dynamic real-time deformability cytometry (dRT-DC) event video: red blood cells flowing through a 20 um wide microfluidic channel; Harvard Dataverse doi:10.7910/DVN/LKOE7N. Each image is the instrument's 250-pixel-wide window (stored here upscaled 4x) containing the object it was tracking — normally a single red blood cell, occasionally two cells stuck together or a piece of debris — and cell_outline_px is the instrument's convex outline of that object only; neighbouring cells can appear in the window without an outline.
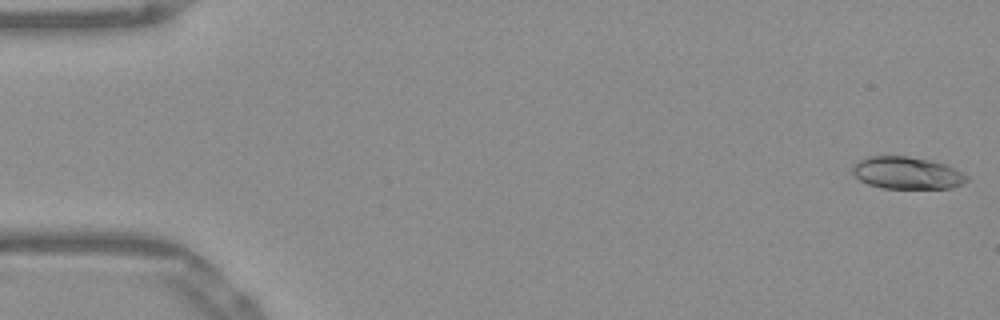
{"species": "Egyptian fruit bat (a non-hibernating species)", "species_latin": "Rousettus aegyptiacus", "temperature_condition": "warm", "stored_images_in_passage": 53, "segment_of_instrument_passage": [1, 2], "camera_frame_rate_fps": 3000, "um_per_image_px": 0.085, "frame": {"image": 1, "passage_image": 1, "time_ms": 0.0, "image_size_px": [1000, 320], "cell_outline_px": [[968, 180], [964, 184], [952, 188], [884, 188], [868, 184], [860, 180], [852, 172], [852, 164], [868, 156], [908, 156], [928, 160], [944, 164], [968, 176]], "centroid_in_image_um": [77.07, 14.7], "position_along_channel_um": 7.9, "area_um2": 21.33}}
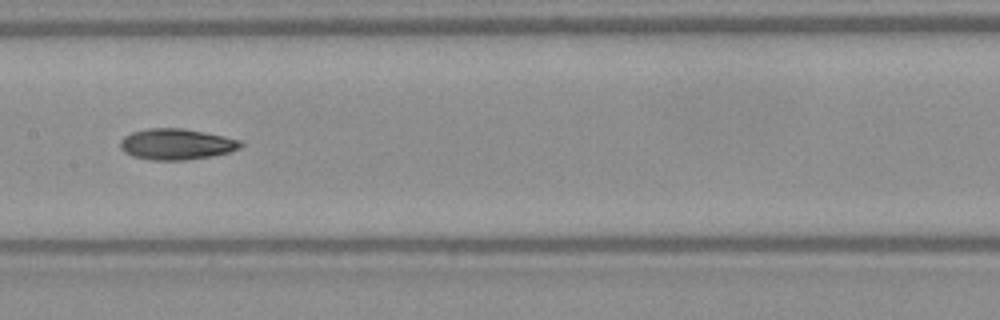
{"frame": {"image": 2, "passage_image": 26, "time_ms": 8.333, "image_size_px": [1000, 320], "cell_outline_px": [[244, 144], [240, 148], [228, 152], [212, 156], [188, 160], [148, 160], [132, 156], [124, 152], [120, 148], [120, 140], [124, 136], [132, 132], [148, 128], [184, 128], [224, 136], [240, 140]], "centroid_in_image_um": [14.98, 12.26], "position_along_channel_um": 192.4, "area_um2": 21.91}}
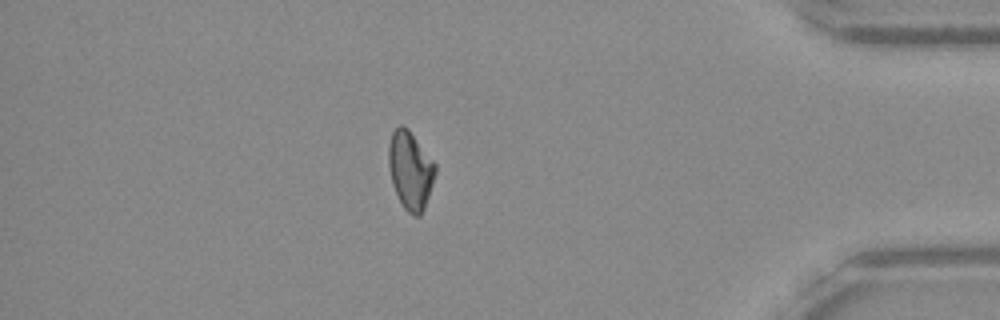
{"frame": {"image": 3, "passage_image": 45, "time_ms": 14.667, "image_size_px": [1000, 320], "cell_outline_px": [[436, 172], [424, 208], [420, 216], [412, 216], [404, 208], [392, 184], [388, 164], [388, 144], [392, 132], [400, 124], [404, 124], [408, 128], [436, 164]], "centroid_in_image_um": [34.87, 14.44], "position_along_channel_um": 400.3, "area_um2": 21.21}}